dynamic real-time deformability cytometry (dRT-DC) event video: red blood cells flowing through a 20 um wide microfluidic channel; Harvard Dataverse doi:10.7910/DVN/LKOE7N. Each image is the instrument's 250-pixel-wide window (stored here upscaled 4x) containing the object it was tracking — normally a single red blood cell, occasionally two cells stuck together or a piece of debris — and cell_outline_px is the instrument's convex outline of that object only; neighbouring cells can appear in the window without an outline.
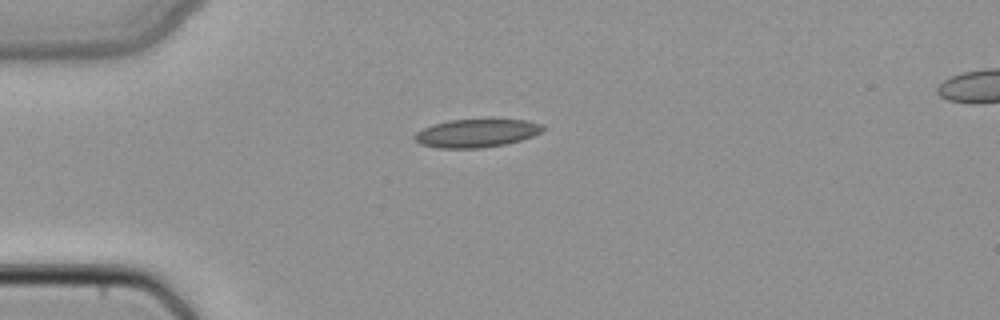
{"species": "common noctule bat (a hibernating species)", "species_latin": "Nyctalus noctula", "temperature_condition": "cold", "stored_images_in_passage": 33, "camera_frame_rate_fps": 3000, "um_per_image_px": 0.085, "animal": {"sex": "female", "body_mass_g": 22.7, "forearm_length_mm": 54.2}, "frame": {"image": 1, "passage_image": 1, "time_ms": 0.0, "image_size_px": [1000, 320], "cell_outline_px": [[548, 128], [544, 132], [520, 140], [504, 144], [484, 148], [436, 148], [420, 144], [412, 136], [416, 132], [432, 124], [448, 120], [492, 116], [528, 120], [544, 124]], "centroid_in_image_um": [40.59, 11.26], "position_along_channel_um": 44.4, "area_um2": 22.43}}
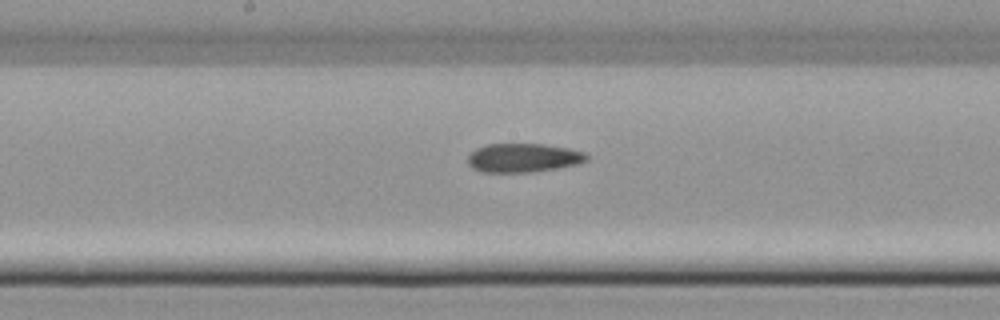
{"frame": {"image": 2, "passage_image": 14, "time_ms": 4.333, "image_size_px": [1000, 320], "cell_outline_px": [[588, 160], [580, 164], [532, 172], [484, 172], [472, 168], [468, 164], [468, 156], [476, 148], [488, 144], [544, 144], [568, 148], [584, 152], [588, 156]], "centroid_in_image_um": [44.49, 13.41], "position_along_channel_um": 203.7, "area_um2": 20.0}}
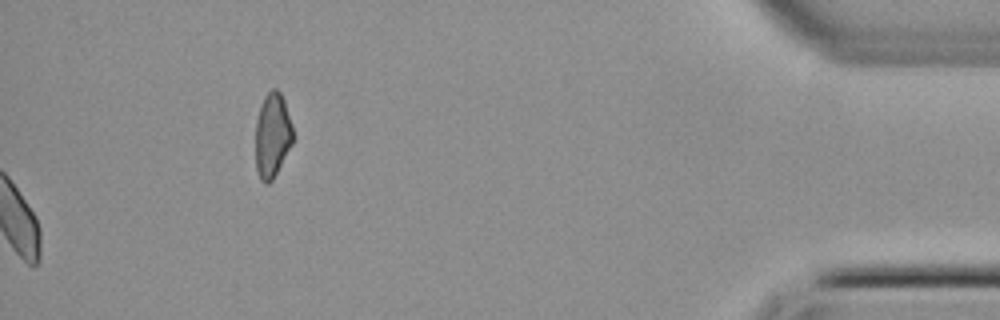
{"frame": {"image": 3, "passage_image": 33, "time_ms": 10.667, "image_size_px": [1000, 320], "cell_outline_px": [[296, 136], [292, 144], [272, 180], [268, 184], [264, 184], [260, 180], [256, 168], [256, 120], [264, 96], [272, 88], [276, 88], [280, 92], [284, 100]], "centroid_in_image_um": [23.17, 11.5], "position_along_channel_um": 412.0, "area_um2": 18.61}}